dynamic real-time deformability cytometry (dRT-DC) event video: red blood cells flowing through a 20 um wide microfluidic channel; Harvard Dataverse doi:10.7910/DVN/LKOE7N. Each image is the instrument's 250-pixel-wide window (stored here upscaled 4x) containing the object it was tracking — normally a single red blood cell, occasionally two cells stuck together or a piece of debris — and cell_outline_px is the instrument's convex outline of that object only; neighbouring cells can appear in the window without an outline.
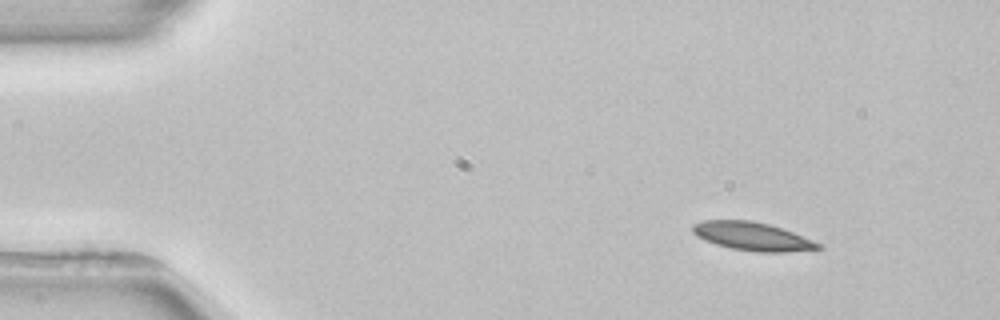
{"species": "common noctule bat (a hibernating species)", "species_latin": "Nyctalus noctula", "temperature_condition": "room temperature", "stored_images_in_passage": 5, "segment_of_instrument_passage": [2, 2], "camera_frame_rate_fps": 3000, "um_per_image_px": 0.085, "animal": {"sex": "female", "body_mass_g": 22.7, "forearm_length_mm": 54.2}, "frame": {"image": 1, "passage_image": 5, "time_ms": 6.333, "image_size_px": [1000, 320], "cell_outline_px": [[824, 248], [784, 252], [756, 252], [732, 248], [716, 244], [704, 240], [696, 236], [692, 232], [692, 224], [704, 220], [752, 220], [768, 224], [792, 232], [824, 244]], "centroid_in_image_um": [63.95, 20.09], "position_along_channel_um": 21.0, "area_um2": 20.75}}